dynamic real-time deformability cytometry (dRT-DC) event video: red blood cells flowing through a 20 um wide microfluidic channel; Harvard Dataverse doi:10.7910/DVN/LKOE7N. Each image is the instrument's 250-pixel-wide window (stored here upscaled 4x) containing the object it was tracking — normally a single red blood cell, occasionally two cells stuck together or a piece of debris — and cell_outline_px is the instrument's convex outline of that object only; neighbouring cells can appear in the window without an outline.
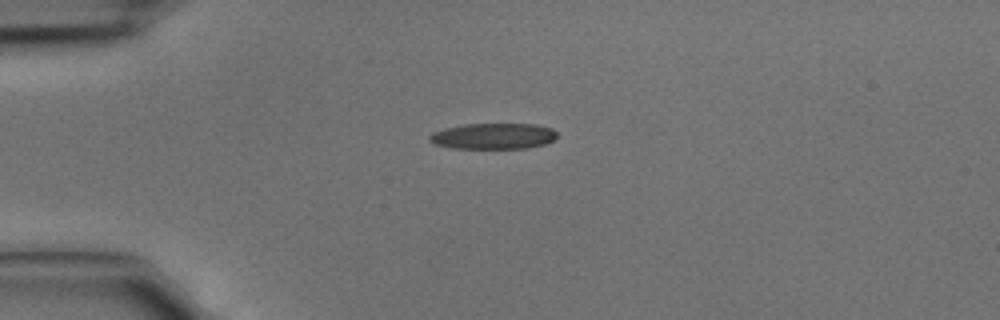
{"species": "common noctule bat (a hibernating species)", "species_latin": "Nyctalus noctula", "temperature_condition": "cold", "stored_images_in_passage": 4, "camera_frame_rate_fps": 3000, "um_per_image_px": 0.085, "animal": {"sex": "male", "body_mass_g": 15.6}, "frame": {"image": 1, "passage_image": 4, "time_ms": 1.0, "image_size_px": [1000, 320], "cell_outline_px": [[556, 136], [552, 140], [544, 144], [528, 148], [452, 148], [436, 144], [428, 140], [428, 136], [432, 132], [444, 128], [464, 124], [536, 124], [552, 128], [556, 132]], "centroid_in_image_um": [41.91, 11.56], "position_along_channel_um": 43.1, "area_um2": 19.25}}